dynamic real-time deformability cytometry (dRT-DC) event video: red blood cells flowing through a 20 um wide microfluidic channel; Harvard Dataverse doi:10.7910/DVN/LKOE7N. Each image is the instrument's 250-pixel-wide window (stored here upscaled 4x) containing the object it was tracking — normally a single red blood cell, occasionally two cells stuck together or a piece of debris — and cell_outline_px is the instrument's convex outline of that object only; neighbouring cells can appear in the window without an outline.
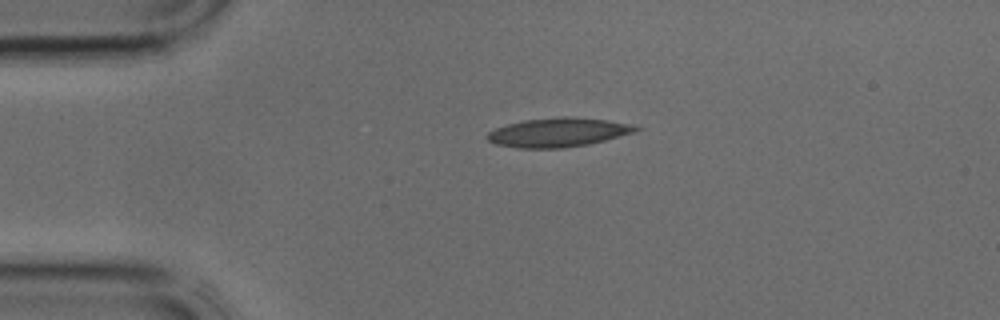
{"species": "common noctule bat (a hibernating species)", "species_latin": "Nyctalus noctula", "temperature_condition": "cold", "stored_images_in_passage": 31, "camera_frame_rate_fps": 3000, "um_per_image_px": 0.085, "animal": {"sex": "male", "body_mass_g": 17.9, "forearm_length_mm": 54.2}, "frame": {"image": 1, "passage_image": 1, "time_ms": 0.0, "image_size_px": [1000, 320], "cell_outline_px": [[644, 128], [636, 132], [588, 144], [564, 148], [516, 148], [496, 144], [488, 140], [484, 136], [488, 132], [496, 128], [508, 124], [524, 120], [564, 116], [572, 116], [608, 120], [632, 124]], "centroid_in_image_um": [47.47, 11.25], "position_along_channel_um": 37.5, "area_um2": 25.32}}
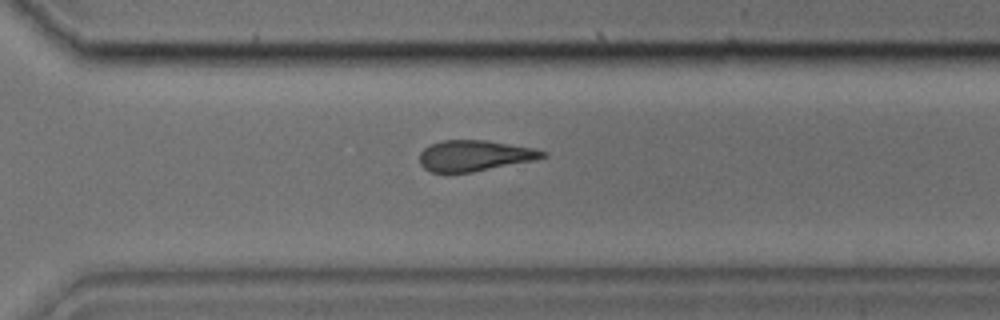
{"frame": {"image": 2, "passage_image": 20, "time_ms": 6.333, "image_size_px": [1000, 320], "cell_outline_px": [[548, 156], [536, 160], [472, 172], [432, 172], [424, 168], [420, 164], [420, 152], [424, 148], [440, 140], [484, 140], [536, 148], [548, 152]], "centroid_in_image_um": [40.38, 13.22], "position_along_channel_um": 330.2, "area_um2": 22.2}}
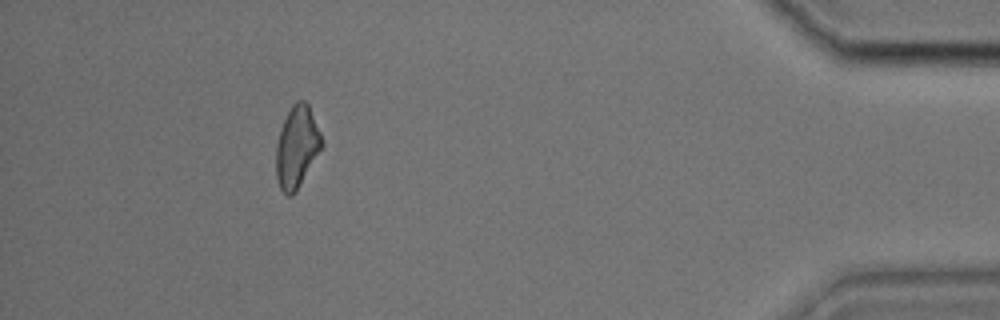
{"frame": {"image": 3, "passage_image": 28, "time_ms": 9.0, "image_size_px": [1000, 320], "cell_outline_px": [[324, 148], [296, 192], [292, 196], [288, 196], [280, 188], [276, 176], [276, 144], [284, 120], [292, 104], [296, 100], [304, 100], [308, 104], [324, 140]], "centroid_in_image_um": [25.27, 12.51], "position_along_channel_um": 409.9, "area_um2": 22.14}}